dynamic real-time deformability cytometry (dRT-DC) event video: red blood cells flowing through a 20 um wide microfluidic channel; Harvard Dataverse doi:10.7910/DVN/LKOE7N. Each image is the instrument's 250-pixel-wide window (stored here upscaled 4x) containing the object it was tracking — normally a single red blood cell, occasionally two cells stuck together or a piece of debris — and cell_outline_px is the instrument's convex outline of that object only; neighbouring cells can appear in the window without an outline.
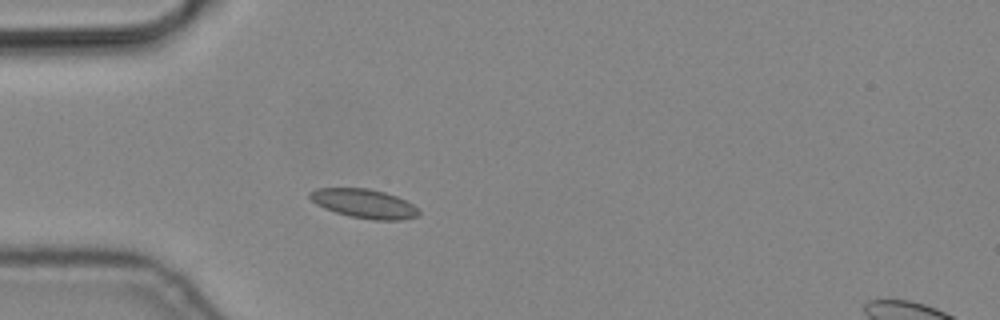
{"species": "common noctule bat (a hibernating species)", "species_latin": "Nyctalus noctula", "temperature_condition": "cold", "stored_images_in_passage": 4, "camera_frame_rate_fps": 3000, "um_per_image_px": 0.085, "animal": {"sex": "male", "body_mass_g": 19.2, "forearm_length_mm": 51.8}, "frame": {"image": 1, "passage_image": 4, "time_ms": 1.0, "image_size_px": [1000, 320], "cell_outline_px": [[420, 212], [416, 216], [404, 220], [376, 220], [348, 216], [324, 208], [316, 204], [308, 196], [308, 192], [316, 188], [368, 188], [384, 192], [396, 196], [420, 208]], "centroid_in_image_um": [30.94, 17.3], "position_along_channel_um": 54.1, "area_um2": 18.5}}